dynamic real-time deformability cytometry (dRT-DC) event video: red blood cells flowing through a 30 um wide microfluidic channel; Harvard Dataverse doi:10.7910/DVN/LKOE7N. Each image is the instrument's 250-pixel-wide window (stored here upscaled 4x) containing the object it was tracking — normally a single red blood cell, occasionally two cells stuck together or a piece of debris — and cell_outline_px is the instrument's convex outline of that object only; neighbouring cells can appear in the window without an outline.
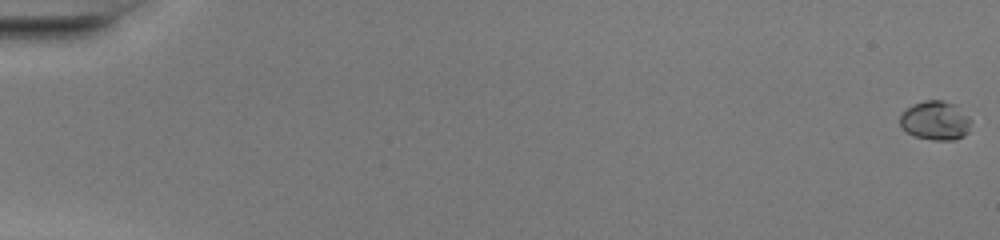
{"species": "common noctule bat (a hibernating species)", "species_latin": "Nyctalus noctula", "temperature_condition": "warm", "stored_images_in_passage": 51, "camera_frame_rate_fps": 3000, "um_per_image_px": 0.085, "animal": {"sex": "female", "body_mass_g": 20.0, "forearm_length_mm": 54.0}, "frame": {"image": 1, "passage_image": 1, "time_ms": 0.0, "image_size_px": [1000, 240], "cell_outline_px": [[972, 120], [968, 132], [964, 136], [956, 140], [932, 140], [916, 136], [908, 132], [900, 124], [900, 112], [912, 104], [924, 100], [940, 100], [956, 104]], "centroid_in_image_um": [79.52, 10.23], "position_along_channel_um": 5.5, "area_um2": 16.36}}
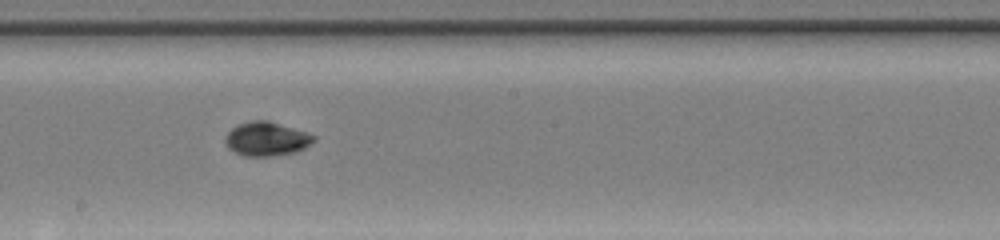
{"frame": {"image": 2, "passage_image": 30, "time_ms": 9.667, "image_size_px": [1000, 240], "cell_outline_px": [[316, 140], [304, 148], [296, 152], [272, 156], [244, 156], [228, 148], [224, 140], [224, 136], [232, 128], [240, 124], [252, 120], [268, 120], [308, 132], [316, 136]], "centroid_in_image_um": [22.67, 11.8], "position_along_channel_um": 225.5, "area_um2": 17.63}}
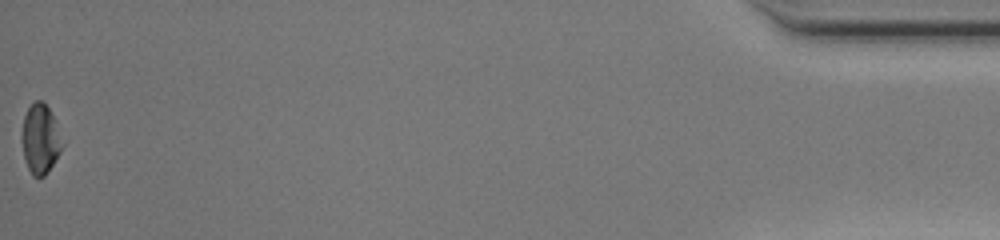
{"frame": {"image": 3, "passage_image": 51, "time_ms": 16.667, "image_size_px": [1000, 240], "cell_outline_px": [[64, 144], [60, 152], [48, 172], [44, 176], [32, 176], [28, 168], [24, 156], [20, 140], [20, 132], [24, 116], [28, 108], [36, 100], [40, 100], [48, 108], [56, 120]], "centroid_in_image_um": [3.42, 11.81], "position_along_channel_um": 431.8, "area_um2": 16.59}, "authors_computed_cell_mechanics": {"area_um2": 16.5886, "velocity_mm_per_s": 4.2473, "shape_relaxation_time_tau1_ms": 2.8774, "shape_relaxation_time_tau2_ms": 1.1481, "deformation_change_tau1": 0.1461, "deformation_change_tau2": 0.029}}